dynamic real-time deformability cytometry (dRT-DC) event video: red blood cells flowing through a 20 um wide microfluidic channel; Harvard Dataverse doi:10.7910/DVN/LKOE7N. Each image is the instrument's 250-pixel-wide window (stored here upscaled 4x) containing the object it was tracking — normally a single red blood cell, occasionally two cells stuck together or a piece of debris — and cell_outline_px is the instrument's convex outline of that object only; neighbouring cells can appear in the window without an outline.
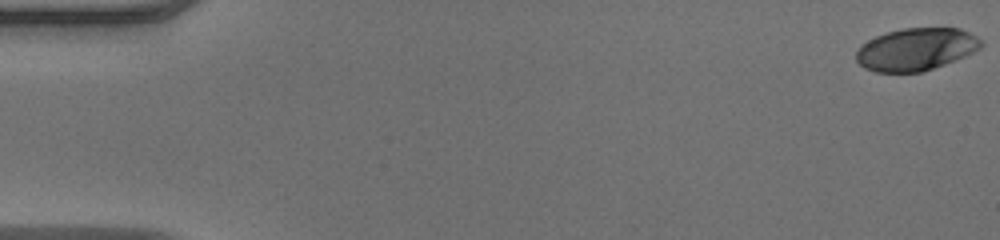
{"species": "human", "species_latin": "Homo sapiens", "temperature_condition": "warm", "stored_images_in_passage": 51, "camera_frame_rate_fps": 3000, "um_per_image_px": 0.085, "donor": {"sex": "male"}, "frame": {"image": 1, "passage_image": 1, "time_ms": 0.0, "image_size_px": [1000, 240], "cell_outline_px": [[984, 44], [980, 48], [964, 56], [944, 64], [920, 72], [876, 72], [864, 68], [856, 60], [856, 52], [860, 44], [876, 36], [888, 32], [904, 28], [960, 28], [984, 40]], "centroid_in_image_um": [77.85, 4.18], "position_along_channel_um": 7.1, "area_um2": 30.81}}
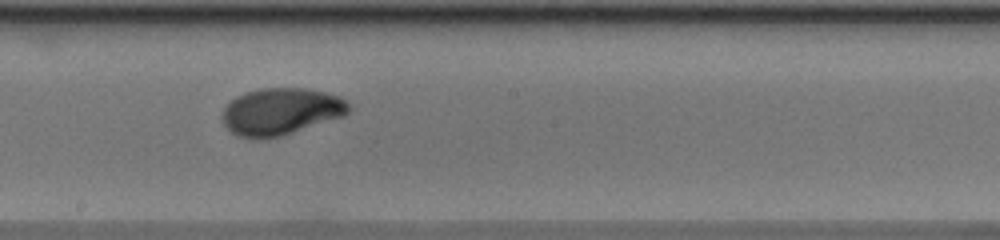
{"frame": {"image": 2, "passage_image": 29, "time_ms": 9.333, "image_size_px": [1000, 240], "cell_outline_px": [[352, 108], [344, 116], [280, 136], [264, 140], [236, 136], [224, 124], [224, 108], [236, 96], [244, 92], [260, 88], [304, 88], [324, 92], [340, 96], [348, 100]], "centroid_in_image_um": [23.91, 9.47], "position_along_channel_um": 224.3, "area_um2": 34.68}}
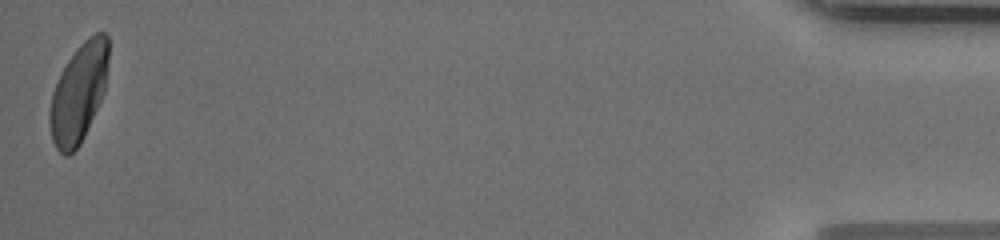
{"frame": {"image": 3, "passage_image": 51, "time_ms": 16.667, "image_size_px": [1000, 240], "cell_outline_px": [[108, 60], [104, 92], [84, 136], [80, 144], [68, 156], [64, 156], [56, 148], [52, 140], [48, 120], [48, 116], [52, 92], [60, 72], [76, 48], [88, 36], [96, 32], [104, 32], [108, 36]], "centroid_in_image_um": [6.66, 7.89], "position_along_channel_um": 428.5, "area_um2": 33.81}, "authors_computed_cell_mechanics": {"area_um2": 33.2928, "velocity_mm_per_s": 4.0513, "shape_relaxation_time_tau1_ms": 3.1734, "shape_relaxation_time_tau2_ms": null, "deformation_change_tau1": 0.1818, "deformation_change_tau2": null}}